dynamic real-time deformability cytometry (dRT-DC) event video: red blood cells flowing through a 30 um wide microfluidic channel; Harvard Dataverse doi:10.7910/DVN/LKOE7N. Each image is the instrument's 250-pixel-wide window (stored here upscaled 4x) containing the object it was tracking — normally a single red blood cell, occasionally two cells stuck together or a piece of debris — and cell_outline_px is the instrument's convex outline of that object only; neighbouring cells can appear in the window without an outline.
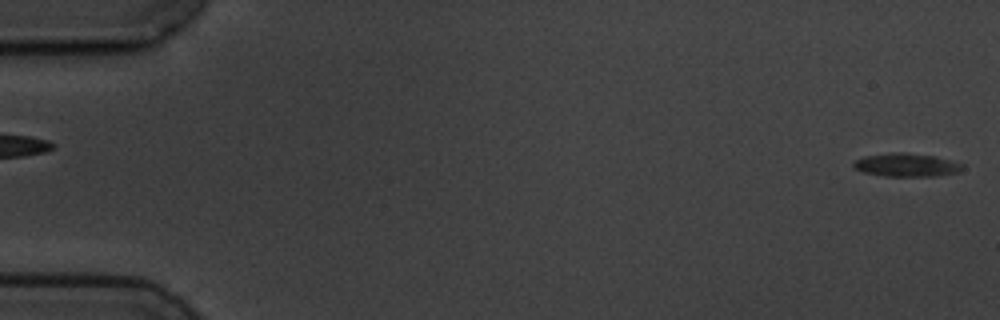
{"species": "common noctule bat (a hibernating species)", "species_latin": "Nyctalus noctula", "temperature_condition": "cold", "stored_images_in_passage": 6, "segment_of_instrument_passage": [2, 2], "camera_frame_rate_fps": 3000, "um_per_image_px": 0.085, "animal": {"sex": "male", "body_mass_g": 19.5, "forearm_length_mm": 54.6}, "frame": {"image": 1, "passage_image": 6, "time_ms": 6.0, "image_size_px": [1000, 320], "cell_outline_px": [[964, 168], [960, 172], [936, 176], [884, 176], [864, 172], [856, 168], [852, 164], [856, 160], [864, 156], [892, 152], [904, 152], [936, 156], [964, 164]], "centroid_in_image_um": [77.1, 14.02], "position_along_channel_um": 7.9, "area_um2": 14.85}}